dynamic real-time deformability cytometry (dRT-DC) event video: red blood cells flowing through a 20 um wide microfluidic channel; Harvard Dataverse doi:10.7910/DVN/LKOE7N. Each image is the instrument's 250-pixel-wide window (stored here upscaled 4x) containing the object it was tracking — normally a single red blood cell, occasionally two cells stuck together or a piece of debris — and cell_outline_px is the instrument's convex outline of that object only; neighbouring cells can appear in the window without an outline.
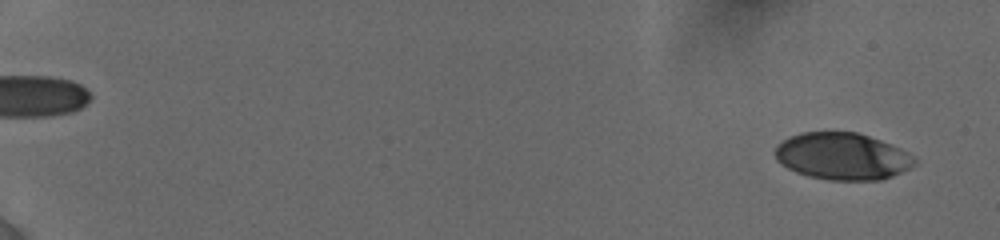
{"species": "human", "species_latin": "Homo sapiens", "temperature_condition": "cold", "stored_images_in_passage": 28, "camera_frame_rate_fps": 3000, "um_per_image_px": 0.085, "donor": {"sex": "female"}, "frame": {"image": 1, "passage_image": 6, "time_ms": 1.0, "image_size_px": [1000, 240], "cell_outline_px": [[916, 164], [892, 176], [880, 180], [828, 180], [808, 176], [796, 172], [780, 164], [776, 160], [776, 144], [800, 132], [856, 132], [880, 140], [900, 148], [908, 152], [916, 160]], "centroid_in_image_um": [71.58, 13.29], "position_along_channel_um": 13.4, "area_um2": 38.03}}
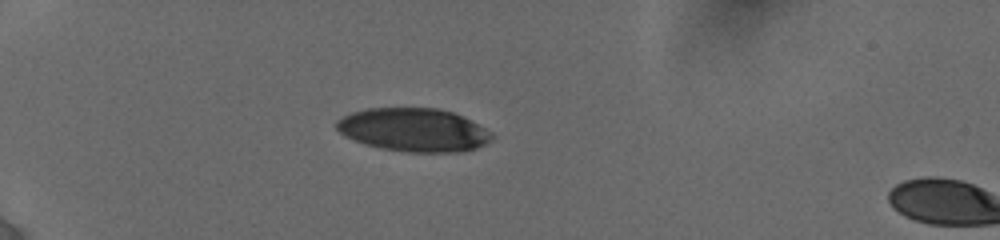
{"frame": {"image": 2, "passage_image": 27, "time_ms": 6.0, "image_size_px": [1000, 240], "cell_outline_px": [[492, 140], [476, 148], [460, 152], [408, 152], [384, 148], [368, 144], [344, 136], [336, 128], [336, 120], [352, 112], [368, 108], [436, 108], [452, 112], [464, 116], [492, 132]], "centroid_in_image_um": [35.19, 11.03], "position_along_channel_um": 49.8, "area_um2": 39.02}}